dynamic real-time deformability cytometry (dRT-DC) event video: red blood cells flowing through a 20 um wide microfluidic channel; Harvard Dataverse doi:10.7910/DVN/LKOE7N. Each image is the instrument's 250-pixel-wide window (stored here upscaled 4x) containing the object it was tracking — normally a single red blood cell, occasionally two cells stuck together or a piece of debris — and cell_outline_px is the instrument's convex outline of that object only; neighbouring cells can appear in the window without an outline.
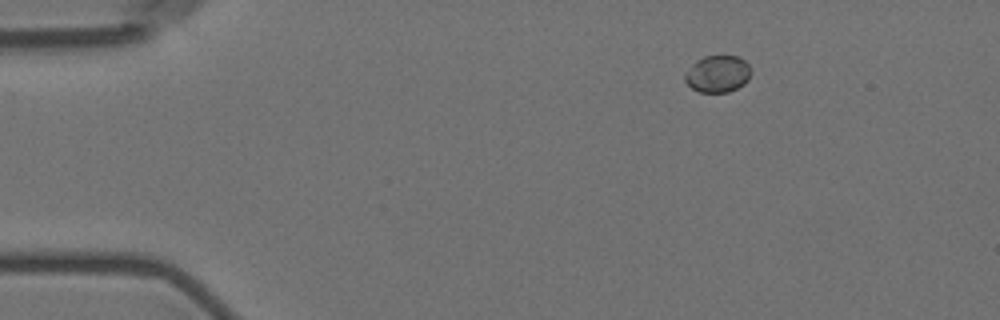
{"species": "Egyptian fruit bat (a non-hibernating species)", "species_latin": "Rousettus aegyptiacus", "temperature_condition": "room temperature", "stored_images_in_passage": 9, "camera_frame_rate_fps": 3000, "um_per_image_px": 0.085, "animal": {"sex": "female"}, "frame": {"image": 1, "passage_image": 1, "time_ms": 0.0, "image_size_px": [1000, 320], "cell_outline_px": [[748, 80], [744, 84], [728, 92], [700, 92], [692, 88], [684, 80], [684, 76], [692, 64], [696, 60], [704, 56], [740, 56], [748, 64]], "centroid_in_image_um": [60.97, 6.28], "position_along_channel_um": 24.0, "area_um2": 13.99}}
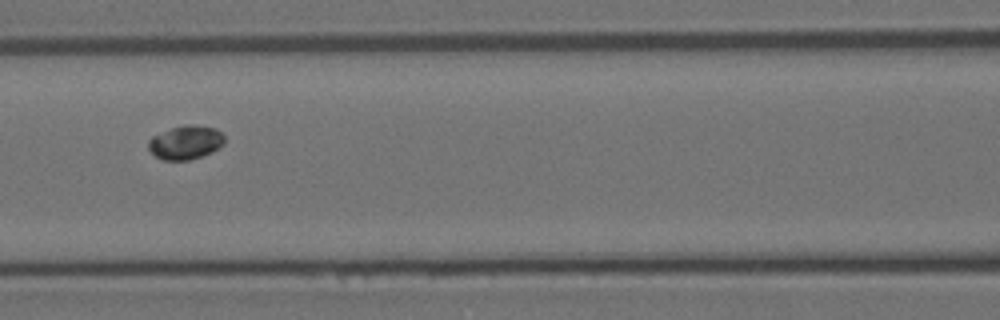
{"frame": {"image": 2, "passage_image": 6, "time_ms": 5.667, "image_size_px": [1000, 320], "cell_outline_px": [[224, 144], [212, 152], [188, 160], [164, 160], [156, 156], [148, 148], [148, 140], [152, 136], [172, 128], [184, 124], [192, 124], [216, 128], [224, 136]], "centroid_in_image_um": [15.78, 12.09], "position_along_channel_um": 150.8, "area_um2": 14.91}}
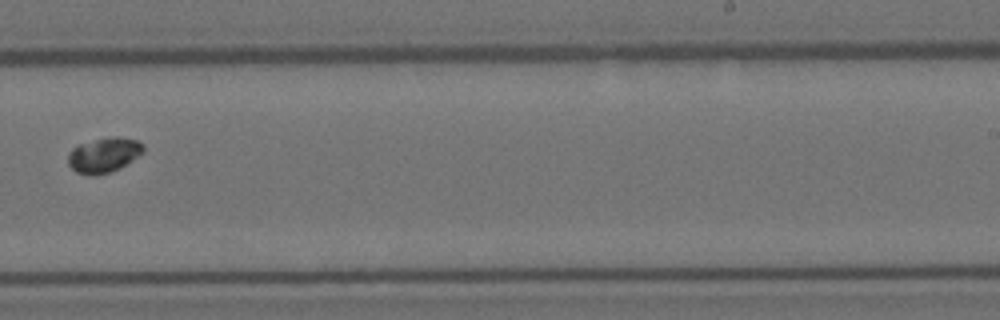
{"frame": {"image": 3, "passage_image": 9, "time_ms": 9.333, "image_size_px": [1000, 320], "cell_outline_px": [[144, 152], [120, 168], [112, 172], [96, 176], [88, 176], [76, 172], [68, 164], [68, 152], [76, 144], [112, 136], [116, 136], [136, 140], [144, 144]], "centroid_in_image_um": [8.81, 13.19], "position_along_channel_um": 280.2, "area_um2": 15.61}}